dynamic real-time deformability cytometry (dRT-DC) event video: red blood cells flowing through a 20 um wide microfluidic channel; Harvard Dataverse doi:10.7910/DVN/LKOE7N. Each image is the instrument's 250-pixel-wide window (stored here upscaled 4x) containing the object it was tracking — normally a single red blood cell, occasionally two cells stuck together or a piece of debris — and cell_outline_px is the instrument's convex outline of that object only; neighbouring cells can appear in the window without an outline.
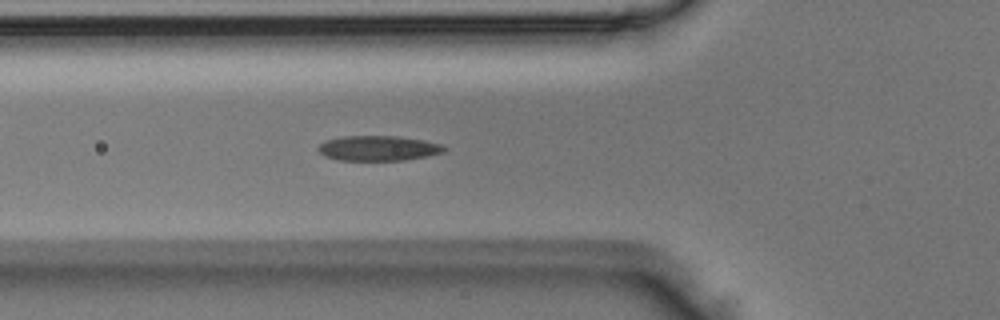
{"species": "Egyptian fruit bat (a non-hibernating species)", "species_latin": "Rousettus aegyptiacus", "temperature_condition": "room temperature", "stored_images_in_passage": 50, "camera_frame_rate_fps": 3000, "um_per_image_px": 0.085, "animal": {"sex": "male"}, "frame": {"image": 1, "passage_image": 17, "time_ms": 5.333, "image_size_px": [1000, 320], "cell_outline_px": [[448, 148], [444, 152], [428, 156], [404, 160], [340, 160], [324, 156], [316, 148], [320, 144], [328, 140], [344, 136], [396, 136], [424, 140], [444, 144]], "centroid_in_image_um": [32.21, 12.6], "position_along_channel_um": 93.6, "area_um2": 18.44}}
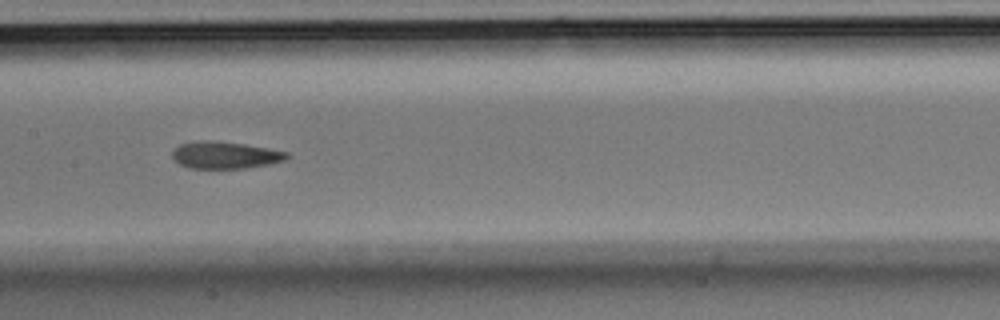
{"frame": {"image": 2, "passage_image": 24, "time_ms": 7.667, "image_size_px": [1000, 320], "cell_outline_px": [[288, 156], [284, 160], [268, 164], [244, 168], [188, 168], [180, 164], [172, 156], [172, 152], [180, 144], [196, 140], [212, 140], [244, 144], [268, 148], [288, 152]], "centroid_in_image_um": [19.11, 13.17], "position_along_channel_um": 188.3, "area_um2": 17.92}}
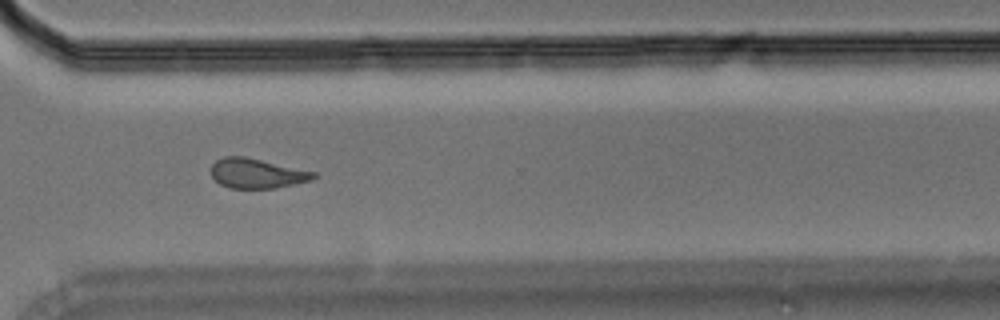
{"frame": {"image": 3, "passage_image": 36, "time_ms": 11.667, "image_size_px": [1000, 320], "cell_outline_px": [[316, 176], [312, 180], [276, 188], [228, 188], [220, 184], [208, 172], [208, 168], [216, 160], [224, 156], [244, 156], [316, 172]], "centroid_in_image_um": [21.78, 14.73], "position_along_channel_um": 348.8, "area_um2": 17.92}}